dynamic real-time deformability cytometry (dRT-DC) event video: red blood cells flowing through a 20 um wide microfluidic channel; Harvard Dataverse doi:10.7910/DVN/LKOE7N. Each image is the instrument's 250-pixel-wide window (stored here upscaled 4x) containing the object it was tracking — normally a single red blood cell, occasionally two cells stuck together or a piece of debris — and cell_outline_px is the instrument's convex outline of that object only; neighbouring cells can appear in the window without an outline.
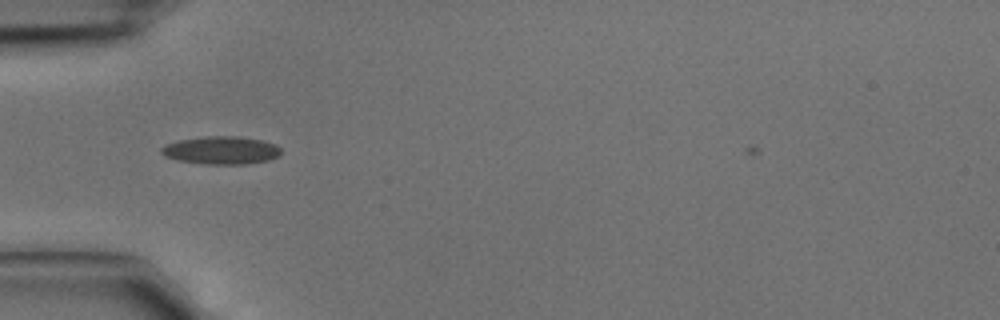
{"species": "common noctule bat (a hibernating species)", "species_latin": "Nyctalus noctula", "temperature_condition": "cold", "stored_images_in_passage": 3, "camera_frame_rate_fps": 3000, "um_per_image_px": 0.085, "animal": {"sex": "male", "body_mass_g": 15.6}, "frame": {"image": 1, "passage_image": 2, "time_ms": 0.333, "image_size_px": [1000, 320], "cell_outline_px": [[280, 156], [268, 160], [244, 164], [208, 164], [176, 160], [164, 156], [160, 152], [160, 148], [164, 144], [180, 140], [204, 136], [236, 136], [260, 140], [276, 144], [280, 148]], "centroid_in_image_um": [18.77, 12.77], "position_along_channel_um": 66.2, "area_um2": 19.48}}